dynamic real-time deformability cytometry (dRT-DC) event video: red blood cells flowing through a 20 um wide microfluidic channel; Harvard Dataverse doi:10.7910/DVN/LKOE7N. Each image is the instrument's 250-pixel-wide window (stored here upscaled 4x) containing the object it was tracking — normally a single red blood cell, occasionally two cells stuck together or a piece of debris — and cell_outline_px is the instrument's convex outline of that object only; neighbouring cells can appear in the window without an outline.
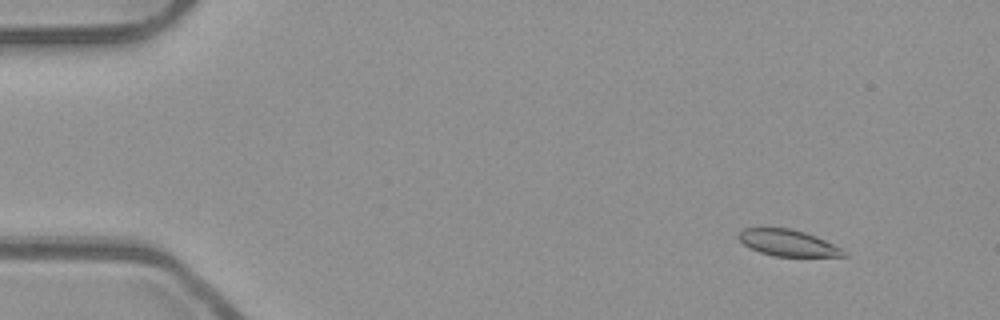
{"species": "common noctule bat (a hibernating species)", "species_latin": "Nyctalus noctula", "temperature_condition": "room temperature", "stored_images_in_passage": 50, "camera_frame_rate_fps": 3000, "um_per_image_px": 0.085, "animal": {"sex": "male", "body_mass_g": 23.1, "forearm_length_mm": 52.7}, "frame": {"image": 1, "passage_image": 3, "time_ms": 0.667, "image_size_px": [1000, 320], "cell_outline_px": [[848, 256], [776, 256], [760, 252], [744, 244], [736, 236], [740, 228], [788, 228], [804, 232], [816, 236], [848, 252]], "centroid_in_image_um": [66.95, 20.64], "position_along_channel_um": 18.1, "area_um2": 16.01}}
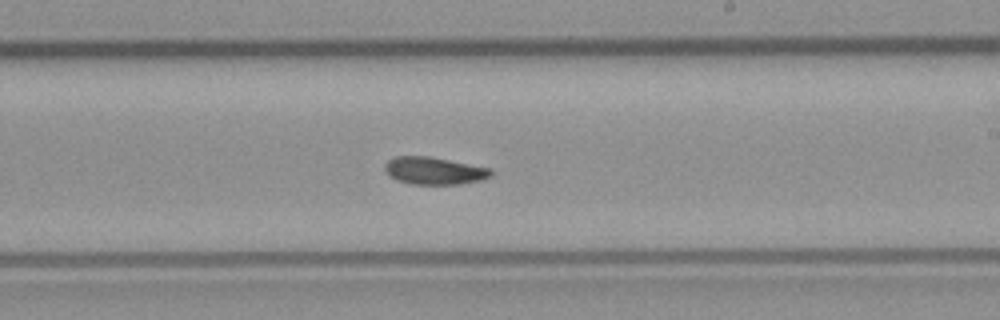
{"frame": {"image": 2, "passage_image": 29, "time_ms": 9.333, "image_size_px": [1000, 320], "cell_outline_px": [[492, 176], [480, 180], [460, 184], [412, 184], [396, 180], [388, 176], [384, 168], [384, 164], [388, 160], [396, 156], [428, 156], [492, 168]], "centroid_in_image_um": [36.89, 14.51], "position_along_channel_um": 252.1, "area_um2": 17.05}}
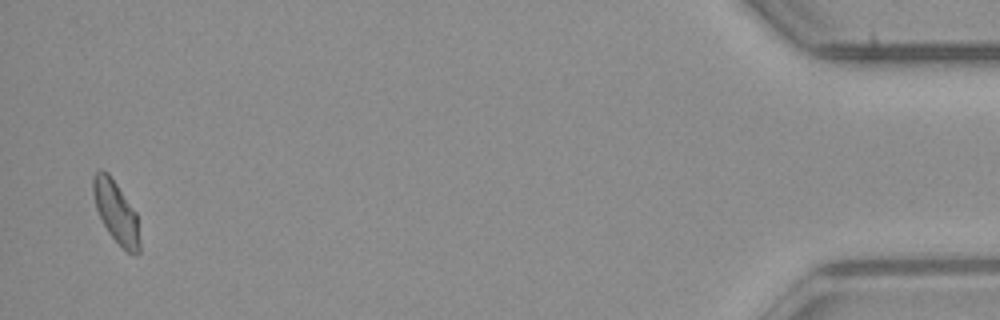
{"frame": {"image": 3, "passage_image": 49, "time_ms": 16.0, "image_size_px": [1000, 320], "cell_outline_px": [[140, 252], [128, 252], [108, 232], [96, 208], [92, 192], [92, 176], [100, 168], [108, 172], [136, 212], [140, 244]], "centroid_in_image_um": [9.84, 17.96], "position_along_channel_um": 425.4, "area_um2": 16.47}, "authors_computed_cell_mechanics": {"area_um2": 17.1955, "velocity_mm_per_s": 3.9547, "shape_relaxation_time_tau1_ms": 6.5202, "shape_relaxation_time_tau2_ms": 3.2473, "deformation_change_tau1": 0.1328, "deformation_change_tau2": 0.0512}}